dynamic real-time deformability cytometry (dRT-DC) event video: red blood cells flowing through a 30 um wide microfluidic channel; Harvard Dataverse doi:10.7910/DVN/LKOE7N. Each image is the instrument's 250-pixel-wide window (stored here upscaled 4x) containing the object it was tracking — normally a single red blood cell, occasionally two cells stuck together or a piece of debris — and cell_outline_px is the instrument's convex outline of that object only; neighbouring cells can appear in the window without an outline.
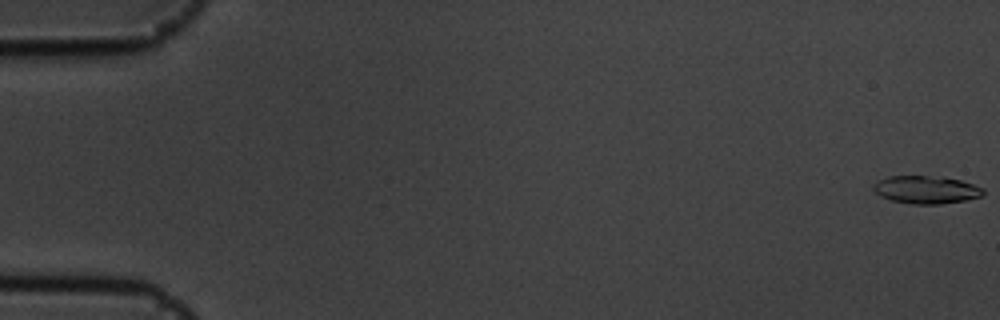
{"species": "common noctule bat (a hibernating species)", "species_latin": "Nyctalus noctula", "temperature_condition": "cold", "stored_images_in_passage": 56, "camera_frame_rate_fps": 3000, "um_per_image_px": 0.085, "animal": {"sex": "male", "body_mass_g": 19.5, "forearm_length_mm": 54.6}, "frame": {"image": 1, "passage_image": 1, "time_ms": 0.0, "image_size_px": [1000, 320], "cell_outline_px": [[984, 192], [980, 196], [964, 200], [940, 204], [912, 204], [892, 200], [880, 196], [872, 188], [872, 184], [888, 176], [944, 176], [960, 180], [984, 188]], "centroid_in_image_um": [78.71, 16.11], "position_along_channel_um": 6.3, "area_um2": 17.74}}
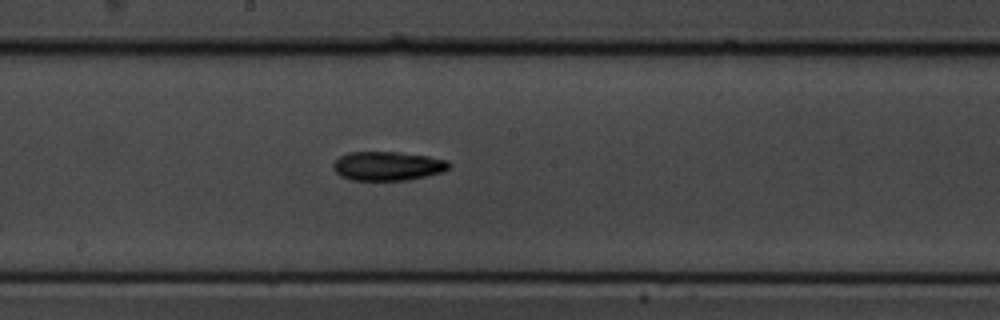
{"frame": {"image": 2, "passage_image": 31, "time_ms": 10.0, "image_size_px": [1000, 320], "cell_outline_px": [[452, 164], [444, 172], [408, 180], [352, 180], [340, 176], [332, 168], [332, 164], [340, 156], [348, 152], [400, 152], [428, 156], [448, 160]], "centroid_in_image_um": [32.96, 14.11], "position_along_channel_um": 215.2, "area_um2": 19.77}}
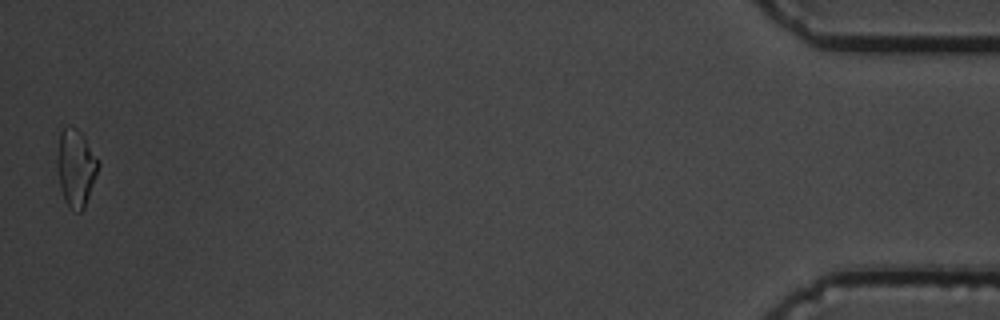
{"frame": {"image": 3, "passage_image": 56, "time_ms": 18.333, "image_size_px": [1000, 320], "cell_outline_px": [[100, 164], [96, 176], [84, 208], [80, 212], [76, 212], [64, 200], [60, 188], [56, 164], [56, 160], [60, 132], [68, 124], [72, 124], [84, 136], [100, 160]], "centroid_in_image_um": [6.45, 14.22], "position_along_channel_um": 428.8, "area_um2": 18.73}, "authors_computed_cell_mechanics": {"area_um2": 18.496, "velocity_mm_per_s": 3.6261, "shape_relaxation_time_tau1_ms": 6.016, "shape_relaxation_time_tau2_ms": null, "deformation_change_tau1": 0.1669, "deformation_change_tau2": null}}